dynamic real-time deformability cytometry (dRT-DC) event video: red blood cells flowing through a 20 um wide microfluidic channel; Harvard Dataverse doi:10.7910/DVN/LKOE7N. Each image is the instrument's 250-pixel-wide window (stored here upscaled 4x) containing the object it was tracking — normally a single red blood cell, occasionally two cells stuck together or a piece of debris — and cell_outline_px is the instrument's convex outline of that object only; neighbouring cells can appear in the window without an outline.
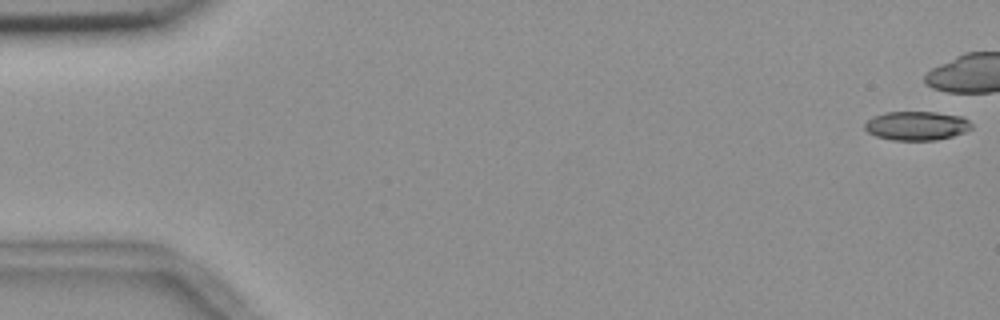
{"species": "common noctule bat (a hibernating species)", "species_latin": "Nyctalus noctula", "temperature_condition": "room temperature", "stored_images_in_passage": 7, "camera_frame_rate_fps": 3000, "um_per_image_px": 0.085, "animal": {"sex": "female", "body_mass_g": 18.4}, "frame": {"image": 1, "passage_image": 1, "time_ms": 0.0, "image_size_px": [1000, 320], "cell_outline_px": [[972, 128], [964, 132], [952, 136], [936, 140], [892, 140], [876, 136], [868, 132], [864, 128], [864, 124], [872, 116], [884, 112], [936, 112], [964, 116], [972, 124]], "centroid_in_image_um": [77.91, 10.68], "position_along_channel_um": 7.1, "area_um2": 18.15}}